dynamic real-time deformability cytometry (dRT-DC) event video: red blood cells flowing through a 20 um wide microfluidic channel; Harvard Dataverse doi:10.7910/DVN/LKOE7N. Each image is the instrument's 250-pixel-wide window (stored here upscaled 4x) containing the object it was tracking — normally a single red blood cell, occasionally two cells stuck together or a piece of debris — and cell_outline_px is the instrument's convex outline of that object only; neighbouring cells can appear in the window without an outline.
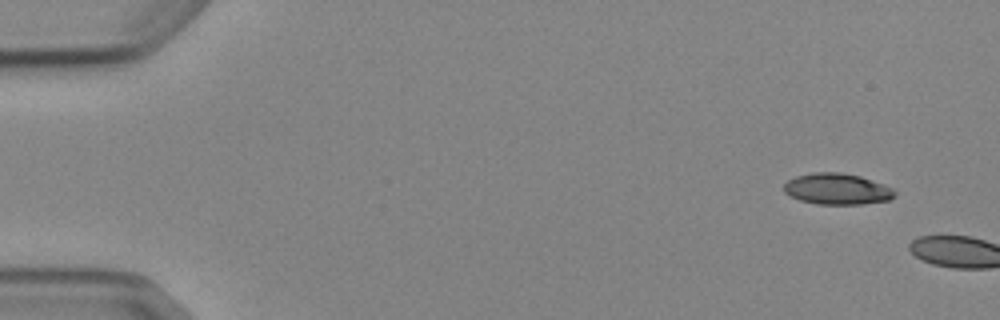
{"species": "Egyptian fruit bat (a non-hibernating species)", "species_latin": "Rousettus aegyptiacus", "temperature_condition": "cold", "stored_images_in_passage": 2, "camera_frame_rate_fps": 3000, "um_per_image_px": 0.085, "animal": {"sex": "female"}, "frame": {"image": 1, "passage_image": 1, "time_ms": 0.0, "image_size_px": [1000, 320], "cell_outline_px": [[896, 196], [888, 200], [860, 204], [816, 204], [800, 200], [784, 192], [784, 184], [788, 180], [796, 176], [812, 172], [840, 172], [860, 176], [884, 184], [892, 188], [896, 192]], "centroid_in_image_um": [71.16, 16.05], "position_along_channel_um": 13.8, "area_um2": 20.11}}